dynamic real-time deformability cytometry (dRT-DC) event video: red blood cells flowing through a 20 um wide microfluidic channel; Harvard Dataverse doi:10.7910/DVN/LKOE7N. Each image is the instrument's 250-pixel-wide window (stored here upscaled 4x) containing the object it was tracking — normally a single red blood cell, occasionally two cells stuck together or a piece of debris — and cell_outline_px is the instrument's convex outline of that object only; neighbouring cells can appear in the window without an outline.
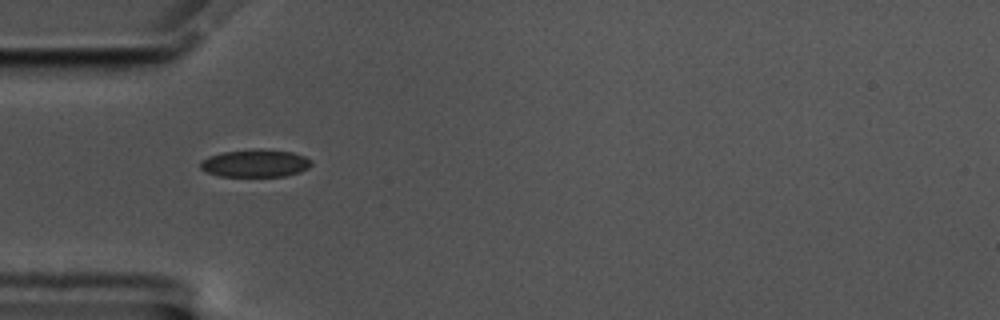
{"species": "common noctule bat (a hibernating species)", "species_latin": "Nyctalus noctula", "temperature_condition": "cold", "stored_images_in_passage": 41, "camera_frame_rate_fps": 3000, "um_per_image_px": 0.085, "animal": {"sex": "male", "body_mass_g": 17.5, "forearm_length_mm": 52.3}, "frame": {"image": 1, "passage_image": 1, "time_ms": 0.0, "image_size_px": [1000, 320], "cell_outline_px": [[312, 164], [308, 168], [300, 172], [284, 176], [220, 176], [208, 172], [200, 168], [200, 160], [208, 156], [224, 152], [260, 148], [292, 152], [304, 156], [312, 160]], "centroid_in_image_um": [21.71, 13.87], "position_along_channel_um": 63.3, "area_um2": 17.92}}
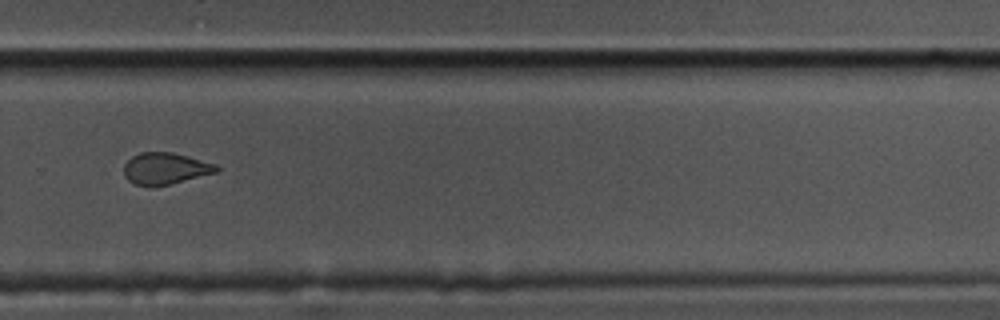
{"frame": {"image": 2, "passage_image": 23, "time_ms": 7.333, "image_size_px": [1000, 320], "cell_outline_px": [[220, 172], [168, 184], [136, 184], [128, 180], [124, 176], [124, 164], [132, 156], [140, 152], [172, 152], [188, 156], [216, 164], [220, 168]], "centroid_in_image_um": [14.09, 14.29], "position_along_channel_um": 315.7, "area_um2": 16.82}}
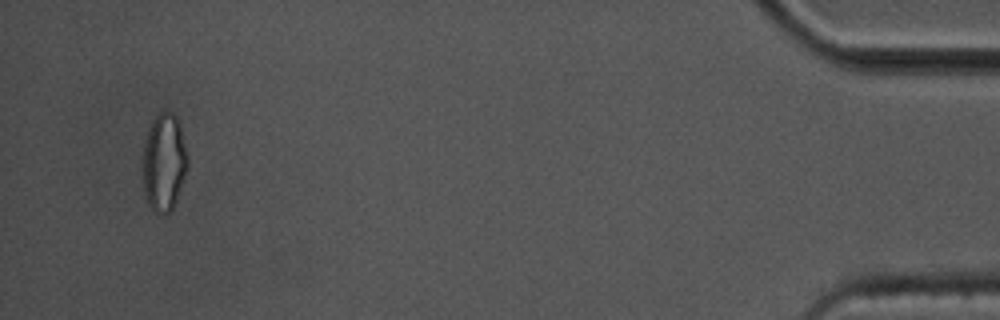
{"frame": {"image": 3, "passage_image": 39, "time_ms": 12.667, "image_size_px": [1000, 320], "cell_outline_px": [[188, 168], [176, 200], [168, 216], [164, 216], [156, 212], [148, 204], [144, 196], [140, 168], [144, 144], [148, 128], [152, 120], [160, 112], [172, 112], [176, 116], [180, 124], [188, 156]], "centroid_in_image_um": [13.91, 13.83], "position_along_channel_um": 421.3, "area_um2": 26.36}, "authors_computed_cell_mechanics": {"area_um2": 18.0914, "velocity_mm_per_s": 3.4605, "shape_relaxation_time_tau1_ms": null, "shape_relaxation_time_tau2_ms": 2.0716, "deformation_change_tau1": null, "deformation_change_tau2": 0.0748}}